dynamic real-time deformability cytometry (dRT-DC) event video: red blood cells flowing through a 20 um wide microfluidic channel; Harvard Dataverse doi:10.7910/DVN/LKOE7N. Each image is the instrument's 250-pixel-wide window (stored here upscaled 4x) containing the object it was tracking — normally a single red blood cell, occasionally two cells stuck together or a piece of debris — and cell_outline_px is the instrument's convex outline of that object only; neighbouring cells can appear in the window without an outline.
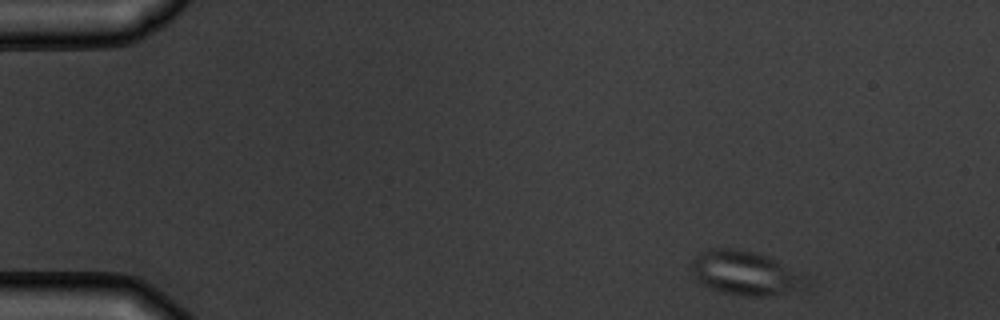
{"species": "common noctule bat (a hibernating species)", "species_latin": "Nyctalus noctula", "temperature_condition": "warm", "stored_images_in_passage": 3, "camera_frame_rate_fps": 3000, "um_per_image_px": 0.085, "animal": {"sex": "male", "body_mass_g": 19.5, "forearm_length_mm": 54.6}, "frame": {"image": 1, "passage_image": 1, "time_ms": 0.0, "image_size_px": [1000, 320], "cell_outline_px": [[792, 284], [788, 288], [780, 292], [768, 296], [740, 296], [720, 292], [708, 288], [696, 280], [692, 272], [692, 260], [700, 252], [708, 248], [736, 248], [752, 252], [764, 256], [772, 260], [788, 272], [792, 276]], "centroid_in_image_um": [62.88, 23.17], "position_along_channel_um": 22.1, "area_um2": 26.7}}